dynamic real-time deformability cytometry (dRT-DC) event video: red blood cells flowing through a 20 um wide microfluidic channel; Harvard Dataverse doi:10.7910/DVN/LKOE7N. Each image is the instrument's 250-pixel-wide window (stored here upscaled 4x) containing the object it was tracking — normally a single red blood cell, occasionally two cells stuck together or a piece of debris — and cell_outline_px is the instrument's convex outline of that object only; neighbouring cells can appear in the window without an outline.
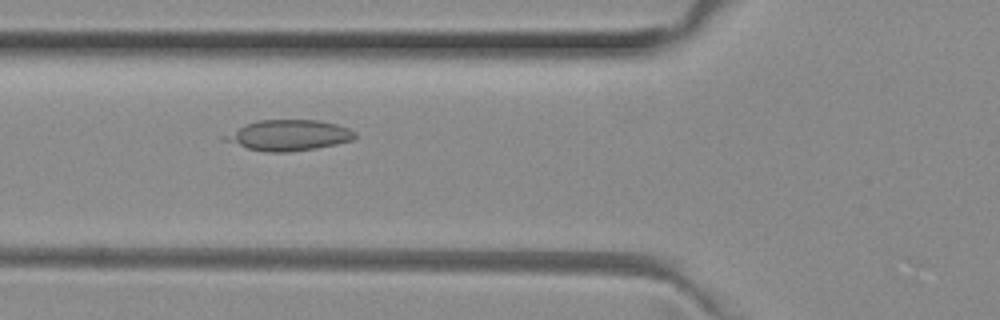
{"species": "common noctule bat (a hibernating species)", "species_latin": "Nyctalus noctula", "temperature_condition": "room temperature", "stored_images_in_passage": 39, "camera_frame_rate_fps": 3000, "um_per_image_px": 0.085, "animal": {"sex": "female", "body_mass_g": 29.2, "forearm_length_mm": 56.3}, "frame": {"image": 1, "passage_image": 6, "time_ms": 1.667, "image_size_px": [1000, 320], "cell_outline_px": [[356, 136], [352, 140], [336, 144], [316, 148], [288, 152], [264, 152], [248, 148], [220, 140], [220, 136], [244, 124], [256, 120], [316, 120], [336, 124], [348, 128], [356, 132]], "centroid_in_image_um": [24.47, 11.5], "position_along_channel_um": 101.3, "area_um2": 23.47}}
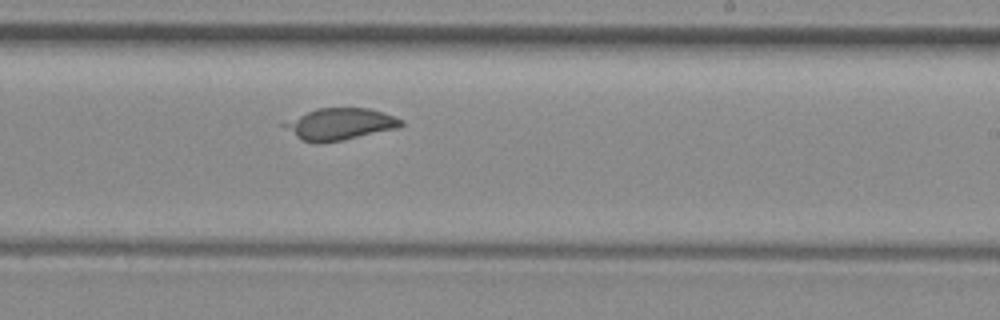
{"frame": {"image": 2, "passage_image": 18, "time_ms": 5.667, "image_size_px": [1000, 320], "cell_outline_px": [[404, 124], [400, 128], [320, 144], [316, 144], [300, 140], [280, 124], [316, 108], [368, 108], [404, 120]], "centroid_in_image_um": [28.88, 10.56], "position_along_channel_um": 260.1, "area_um2": 21.5}}
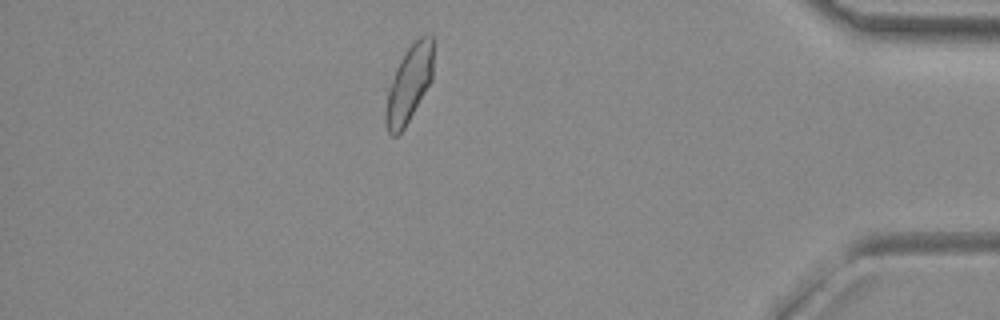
{"frame": {"image": 3, "passage_image": 32, "time_ms": 10.333, "image_size_px": [1000, 320], "cell_outline_px": [[432, 80], [404, 128], [396, 136], [392, 136], [388, 132], [384, 112], [388, 88], [396, 68], [400, 60], [408, 48], [424, 32], [432, 36]], "centroid_in_image_um": [34.76, 7.14], "position_along_channel_um": 400.4, "area_um2": 21.04}, "authors_computed_cell_mechanics": {"area_um2": 21.9062, "velocity_mm_per_s": 3.9747, "shape_relaxation_time_tau1_ms": null, "shape_relaxation_time_tau2_ms": 2.9846, "deformation_change_tau1": null, "deformation_change_tau2": 0.034}}